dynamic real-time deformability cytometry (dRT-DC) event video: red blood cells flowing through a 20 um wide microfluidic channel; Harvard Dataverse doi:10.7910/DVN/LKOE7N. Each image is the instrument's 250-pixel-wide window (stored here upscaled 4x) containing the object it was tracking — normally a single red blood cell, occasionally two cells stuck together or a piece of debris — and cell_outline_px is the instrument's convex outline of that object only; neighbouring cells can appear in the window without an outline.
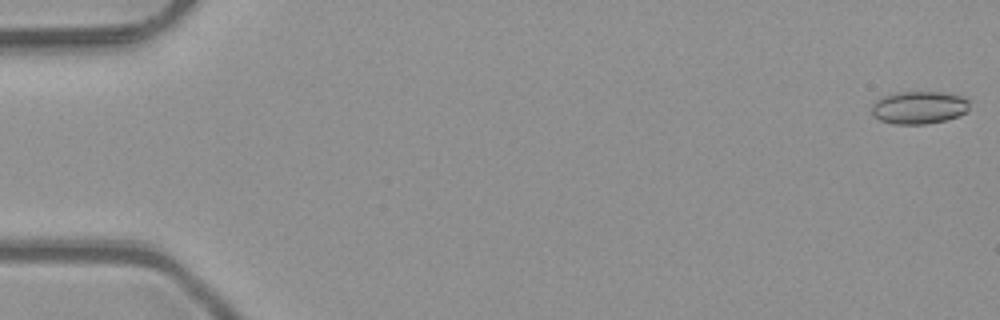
{"species": "common noctule bat (a hibernating species)", "species_latin": "Nyctalus noctula", "temperature_condition": "room temperature", "stored_images_in_passage": 14, "camera_frame_rate_fps": 3000, "um_per_image_px": 0.085, "animal": {"sex": "male", "body_mass_g": 23.1, "forearm_length_mm": 52.7}, "frame": {"image": 1, "passage_image": 1, "time_ms": 0.0, "image_size_px": [1000, 320], "cell_outline_px": [[968, 112], [960, 116], [944, 120], [924, 124], [892, 124], [880, 120], [872, 112], [872, 104], [876, 100], [884, 96], [900, 92], [944, 92], [964, 96], [968, 100]], "centroid_in_image_um": [78.15, 9.13], "position_along_channel_um": 6.8, "area_um2": 18.67}}